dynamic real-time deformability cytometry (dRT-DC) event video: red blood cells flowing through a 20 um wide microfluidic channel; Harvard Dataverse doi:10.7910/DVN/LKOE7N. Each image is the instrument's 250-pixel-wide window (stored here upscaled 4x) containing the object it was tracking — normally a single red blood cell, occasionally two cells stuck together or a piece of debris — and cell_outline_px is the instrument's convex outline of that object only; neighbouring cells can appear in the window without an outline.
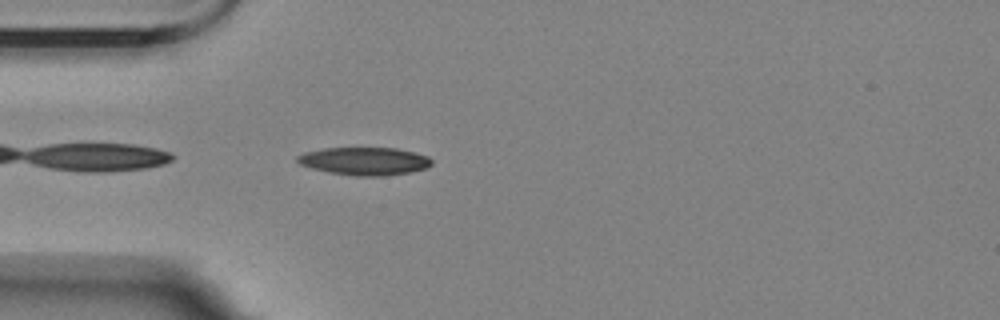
{"species": "Egyptian fruit bat (a non-hibernating species)", "species_latin": "Rousettus aegyptiacus", "temperature_condition": "room temperature", "stored_images_in_passage": 5, "camera_frame_rate_fps": 3000, "um_per_image_px": 0.085, "animal": {"sex": "female"}, "frame": {"image": 1, "passage_image": 5, "time_ms": 5.0, "image_size_px": [1000, 320], "cell_outline_px": [[432, 164], [428, 168], [408, 172], [380, 176], [356, 176], [328, 172], [312, 168], [300, 164], [296, 160], [296, 156], [304, 152], [324, 148], [396, 148], [416, 152], [428, 156], [432, 160]], "centroid_in_image_um": [30.99, 13.69], "position_along_channel_um": 54.0, "area_um2": 21.85}}